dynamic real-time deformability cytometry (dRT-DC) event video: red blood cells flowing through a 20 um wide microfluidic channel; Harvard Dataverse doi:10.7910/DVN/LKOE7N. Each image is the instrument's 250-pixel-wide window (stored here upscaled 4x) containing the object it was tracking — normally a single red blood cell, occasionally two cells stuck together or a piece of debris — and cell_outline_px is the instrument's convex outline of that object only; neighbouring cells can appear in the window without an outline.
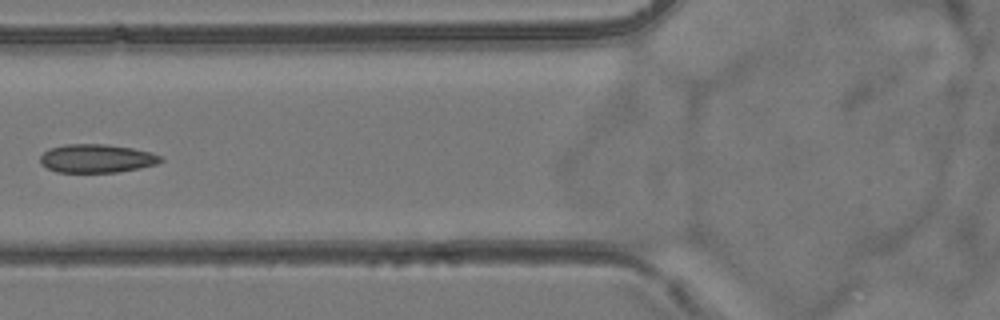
{"species": "common noctule bat (a hibernating species)", "species_latin": "Nyctalus noctula", "temperature_condition": "room temperature", "stored_images_in_passage": 6, "camera_frame_rate_fps": 3000, "um_per_image_px": 0.085, "animal": {"sex": "female", "body_mass_g": 24.6, "forearm_length_mm": 56.2}, "frame": {"image": 1, "passage_image": 6, "time_ms": 5.667, "image_size_px": [1000, 320], "cell_outline_px": [[164, 160], [156, 164], [140, 168], [116, 172], [56, 172], [40, 164], [40, 156], [48, 148], [64, 144], [104, 144], [132, 148], [152, 152], [160, 156]], "centroid_in_image_um": [8.2, 13.46], "position_along_channel_um": 117.6, "area_um2": 20.06}}